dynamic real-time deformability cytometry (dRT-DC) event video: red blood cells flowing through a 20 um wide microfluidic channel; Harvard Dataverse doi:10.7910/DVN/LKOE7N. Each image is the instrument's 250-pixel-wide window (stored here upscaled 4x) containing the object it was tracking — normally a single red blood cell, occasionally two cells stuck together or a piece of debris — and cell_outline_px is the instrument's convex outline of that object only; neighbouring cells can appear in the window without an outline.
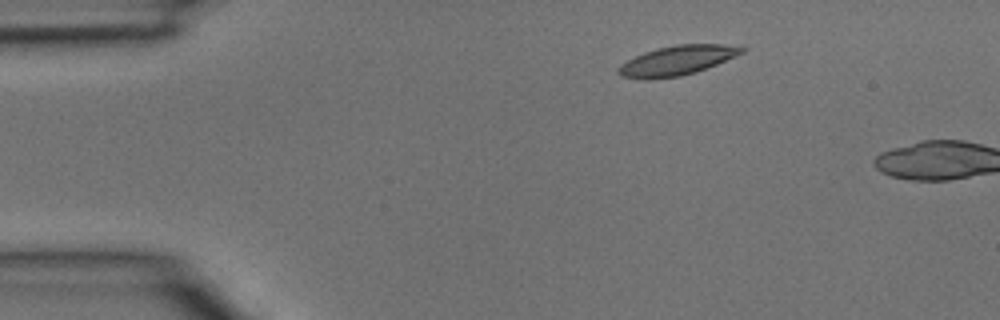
{"species": "common noctule bat (a hibernating species)", "species_latin": "Nyctalus noctula", "temperature_condition": "room temperature", "stored_images_in_passage": 3, "camera_frame_rate_fps": 3000, "um_per_image_px": 0.085, "animal": {"sex": "male", "body_mass_g": 15.6}, "frame": {"image": 1, "passage_image": 2, "time_ms": 0.333, "image_size_px": [1000, 320], "cell_outline_px": [[748, 48], [744, 52], [716, 64], [696, 72], [680, 76], [644, 80], [620, 76], [616, 72], [620, 64], [644, 52], [676, 44], [720, 44]], "centroid_in_image_um": [57.51, 5.15], "position_along_channel_um": 27.5, "area_um2": 21.1}}